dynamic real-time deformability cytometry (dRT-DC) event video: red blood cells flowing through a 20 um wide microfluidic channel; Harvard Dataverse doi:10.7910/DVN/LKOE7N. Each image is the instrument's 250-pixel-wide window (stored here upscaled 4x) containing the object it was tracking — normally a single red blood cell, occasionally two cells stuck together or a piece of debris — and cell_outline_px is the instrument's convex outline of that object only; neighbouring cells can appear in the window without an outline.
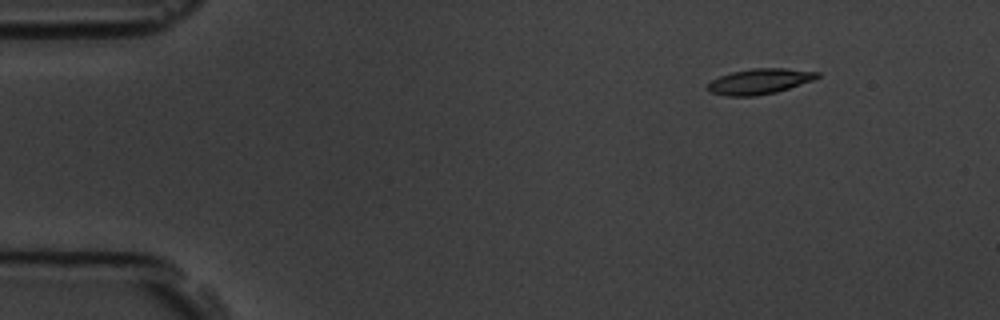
{"species": "common noctule bat (a hibernating species)", "species_latin": "Nyctalus noctula", "temperature_condition": "room temperature", "stored_images_in_passage": 5, "camera_frame_rate_fps": 3000, "um_per_image_px": 0.085, "animal": {"sex": "male", "body_mass_g": 19.5, "forearm_length_mm": 54.6}, "frame": {"image": 1, "passage_image": 1, "time_ms": 0.0, "image_size_px": [1000, 320], "cell_outline_px": [[820, 76], [812, 80], [776, 92], [756, 96], [728, 96], [708, 92], [708, 84], [712, 80], [720, 76], [732, 72], [752, 68], [784, 68], [820, 72]], "centroid_in_image_um": [64.55, 6.91], "position_along_channel_um": 20.5, "area_um2": 16.13}}
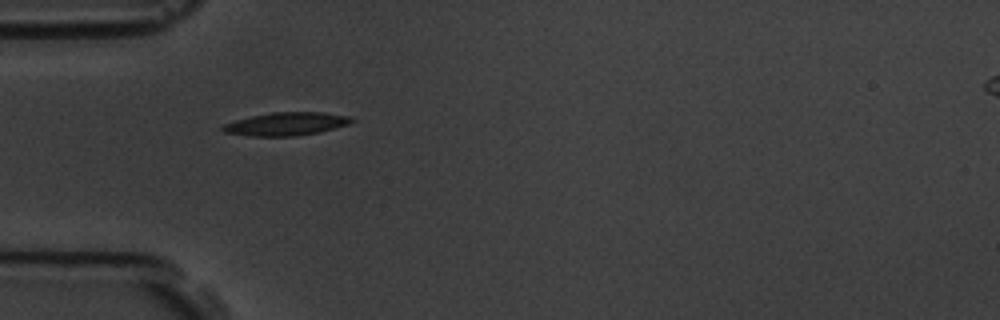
{"frame": {"image": 2, "passage_image": 4, "time_ms": 3.333, "image_size_px": [1000, 320], "cell_outline_px": [[356, 120], [348, 124], [320, 132], [296, 136], [252, 136], [224, 132], [220, 128], [224, 124], [236, 120], [252, 116], [272, 112], [324, 112], [348, 116]], "centroid_in_image_um": [24.34, 10.53], "position_along_channel_um": 60.7, "area_um2": 17.28}}
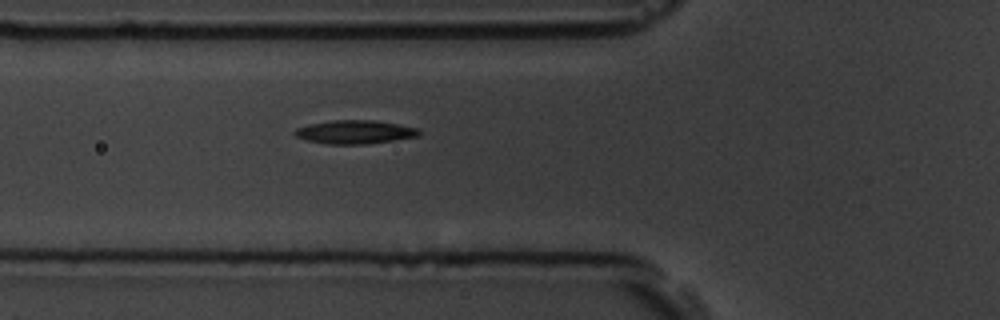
{"frame": {"image": 3, "passage_image": 5, "time_ms": 4.333, "image_size_px": [1000, 320], "cell_outline_px": [[424, 132], [420, 136], [364, 144], [328, 144], [308, 140], [296, 136], [292, 132], [296, 128], [308, 124], [336, 120], [376, 120], [420, 128]], "centroid_in_image_um": [30.22, 11.21], "position_along_channel_um": 95.6, "area_um2": 17.11}}